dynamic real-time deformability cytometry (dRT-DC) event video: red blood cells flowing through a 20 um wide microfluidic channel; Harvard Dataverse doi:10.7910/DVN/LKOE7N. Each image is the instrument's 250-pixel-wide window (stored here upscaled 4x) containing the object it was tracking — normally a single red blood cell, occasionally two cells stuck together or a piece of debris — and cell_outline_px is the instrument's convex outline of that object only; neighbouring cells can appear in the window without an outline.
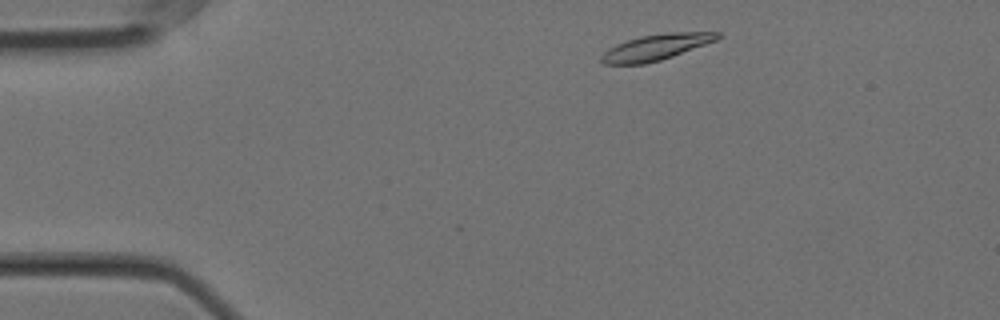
{"species": "Egyptian fruit bat (a non-hibernating species)", "species_latin": "Rousettus aegyptiacus", "temperature_condition": "cold", "stored_images_in_passage": 50, "camera_frame_rate_fps": 3000, "um_per_image_px": 0.085, "animal": {"sex": "female"}, "frame": {"image": 1, "passage_image": 3, "time_ms": 0.667, "image_size_px": [1000, 320], "cell_outline_px": [[720, 36], [716, 40], [672, 56], [660, 60], [644, 64], [604, 64], [600, 60], [600, 56], [608, 48], [616, 44], [640, 36], [664, 32], [720, 32]], "centroid_in_image_um": [55.72, 4.01], "position_along_channel_um": 29.3, "area_um2": 17.4}}
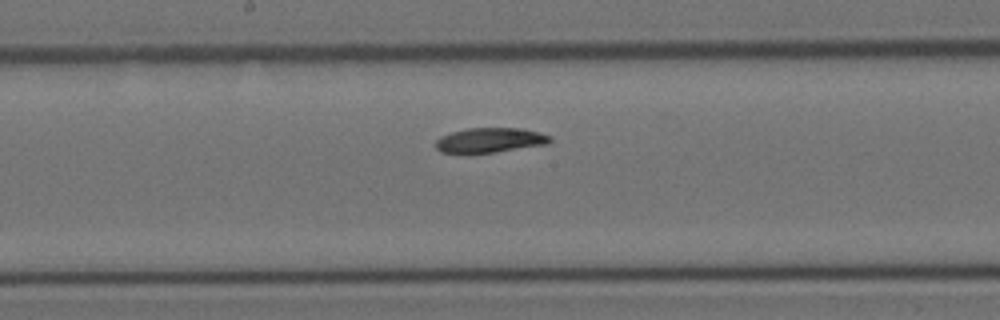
{"frame": {"image": 2, "passage_image": 23, "time_ms": 7.333, "image_size_px": [1000, 320], "cell_outline_px": [[552, 140], [548, 144], [496, 152], [440, 152], [436, 148], [436, 140], [440, 136], [452, 132], [468, 128], [520, 128], [540, 132], [552, 136]], "centroid_in_image_um": [41.7, 11.9], "position_along_channel_um": 206.5, "area_um2": 16.42}}
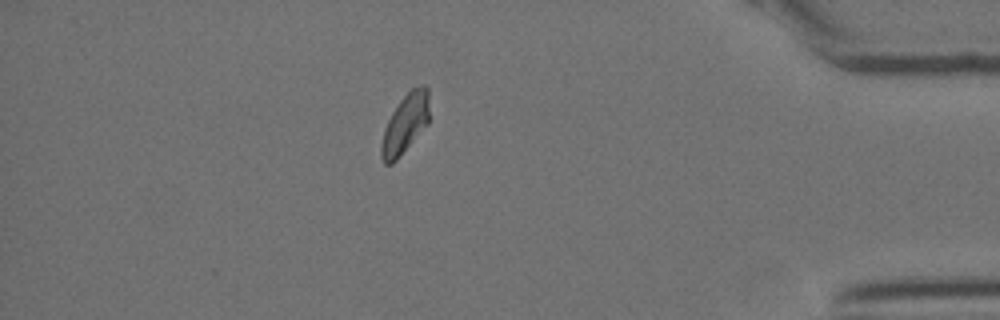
{"frame": {"image": 3, "passage_image": 43, "time_ms": 14.0, "image_size_px": [1000, 320], "cell_outline_px": [[428, 124], [396, 160], [392, 164], [384, 164], [380, 156], [380, 144], [384, 128], [392, 112], [400, 100], [412, 88], [424, 84], [428, 88]], "centroid_in_image_um": [34.41, 10.54], "position_along_channel_um": 400.8, "area_um2": 16.53}, "authors_computed_cell_mechanics": {"area_um2": 17.1088, "velocity_mm_per_s": 3.5126, "shape_relaxation_time_tau1_ms": 7.3524, "shape_relaxation_time_tau2_ms": null, "deformation_change_tau1": 0.1536, "deformation_change_tau2": null}}